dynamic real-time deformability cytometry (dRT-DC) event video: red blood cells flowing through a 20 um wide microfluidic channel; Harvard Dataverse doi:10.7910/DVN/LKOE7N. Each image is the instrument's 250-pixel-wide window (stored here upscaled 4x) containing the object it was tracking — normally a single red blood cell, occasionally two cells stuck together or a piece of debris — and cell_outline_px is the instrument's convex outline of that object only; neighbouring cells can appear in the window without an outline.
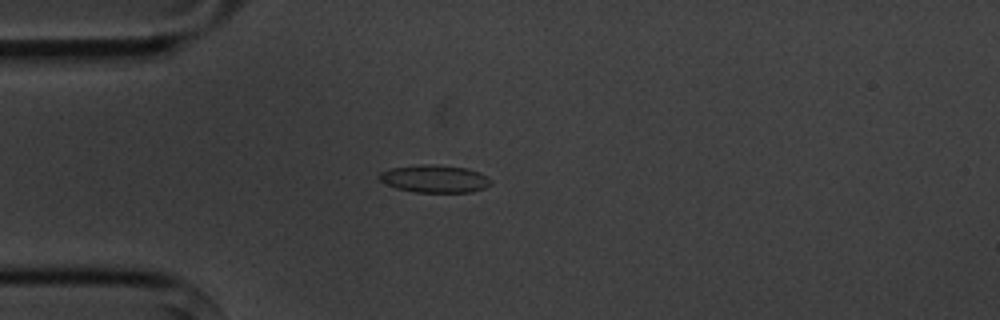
{"species": "common noctule bat (a hibernating species)", "species_latin": "Nyctalus noctula", "temperature_condition": "cold", "stored_images_in_passage": 3, "camera_frame_rate_fps": 3000, "um_per_image_px": 0.085, "animal": {"sex": "male", "body_mass_g": 20.1, "forearm_length_mm": 53.5}, "frame": {"image": 1, "passage_image": 2, "time_ms": 1.333, "image_size_px": [1000, 320], "cell_outline_px": [[492, 184], [484, 188], [472, 192], [412, 192], [396, 188], [380, 180], [376, 176], [380, 172], [392, 168], [424, 164], [432, 164], [464, 168], [480, 172], [488, 176], [492, 180]], "centroid_in_image_um": [36.96, 15.2], "position_along_channel_um": 48.0, "area_um2": 17.98}}